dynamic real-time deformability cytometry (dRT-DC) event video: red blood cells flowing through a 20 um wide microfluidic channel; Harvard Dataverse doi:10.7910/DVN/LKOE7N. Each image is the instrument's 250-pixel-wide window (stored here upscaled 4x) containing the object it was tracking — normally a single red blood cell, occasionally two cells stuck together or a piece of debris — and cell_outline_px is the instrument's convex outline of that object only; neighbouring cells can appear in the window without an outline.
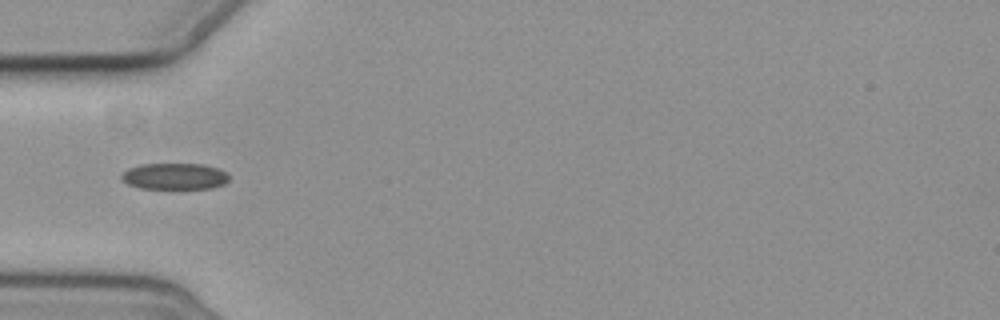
{"species": "common noctule bat (a hibernating species)", "species_latin": "Nyctalus noctula", "temperature_condition": "cold", "stored_images_in_passage": 11, "camera_frame_rate_fps": 3000, "um_per_image_px": 0.085, "animal": {"sex": "female", "body_mass_g": 19.3, "forearm_length_mm": 54.1}, "frame": {"image": 1, "passage_image": 1, "time_ms": 0.0, "image_size_px": [1000, 320], "cell_outline_px": [[228, 180], [224, 184], [212, 188], [180, 192], [140, 188], [128, 184], [120, 180], [120, 176], [128, 168], [140, 164], [204, 164], [228, 172]], "centroid_in_image_um": [14.84, 15.04], "position_along_channel_um": 70.2, "area_um2": 17.57}}
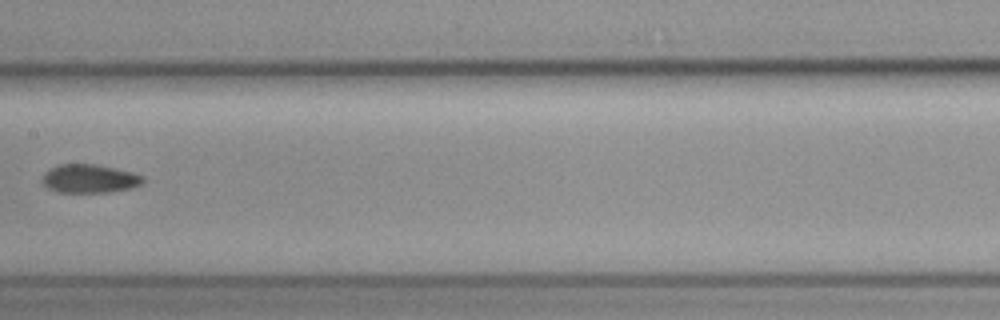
{"frame": {"image": 2, "passage_image": 4, "time_ms": 3.667, "image_size_px": [1000, 320], "cell_outline_px": [[144, 184], [128, 188], [108, 192], [60, 192], [48, 188], [40, 180], [44, 172], [56, 164], [96, 164], [132, 172], [144, 176]], "centroid_in_image_um": [7.58, 15.17], "position_along_channel_um": 199.8, "area_um2": 16.82}}
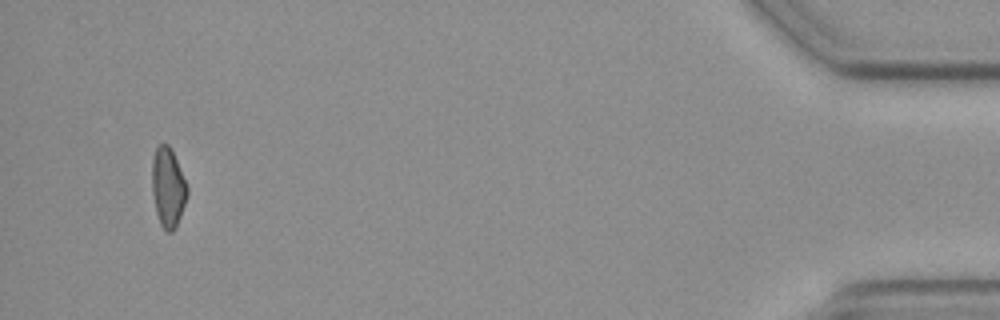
{"frame": {"image": 3, "passage_image": 11, "time_ms": 12.333, "image_size_px": [1000, 320], "cell_outline_px": [[188, 196], [176, 228], [172, 232], [168, 232], [160, 224], [156, 212], [152, 192], [152, 160], [156, 148], [160, 144], [168, 144], [176, 160], [188, 188]], "centroid_in_image_um": [14.28, 15.97], "position_along_channel_um": 420.9, "area_um2": 16.18}, "authors_computed_cell_mechanics": {"area_um2": 16.8198, "velocity_mm_per_s": 3.5285, "shape_relaxation_time_tau1_ms": 5.5027, "shape_relaxation_time_tau2_ms": 4.0844, "deformation_change_tau1": 0.0761, "deformation_change_tau2": 0.0708}}